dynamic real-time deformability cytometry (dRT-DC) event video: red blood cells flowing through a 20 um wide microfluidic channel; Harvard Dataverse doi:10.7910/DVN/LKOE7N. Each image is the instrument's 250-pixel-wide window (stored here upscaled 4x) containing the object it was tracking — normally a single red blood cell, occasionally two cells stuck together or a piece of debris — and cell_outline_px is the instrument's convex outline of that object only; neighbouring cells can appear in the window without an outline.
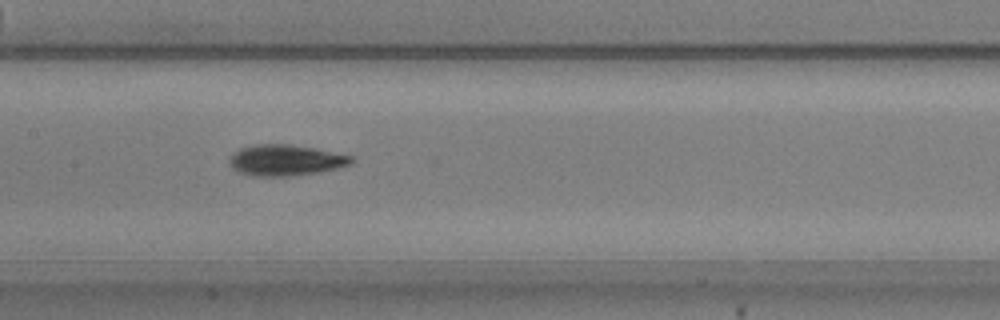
{"species": "common noctule bat (a hibernating species)", "species_latin": "Nyctalus noctula", "temperature_condition": "warm", "stored_images_in_passage": 23, "camera_frame_rate_fps": 3000, "um_per_image_px": 0.085, "animal": {"sex": "male", "body_mass_g": 20.5, "forearm_length_mm": 52.5}, "frame": {"image": 1, "passage_image": 8, "time_ms": 2.333, "image_size_px": [1000, 320], "cell_outline_px": [[356, 160], [352, 164], [340, 168], [320, 172], [292, 176], [252, 176], [240, 172], [232, 168], [228, 160], [240, 148], [256, 144], [288, 144], [312, 148], [352, 156]], "centroid_in_image_um": [24.31, 13.63], "position_along_channel_um": 183.1, "area_um2": 22.02}}
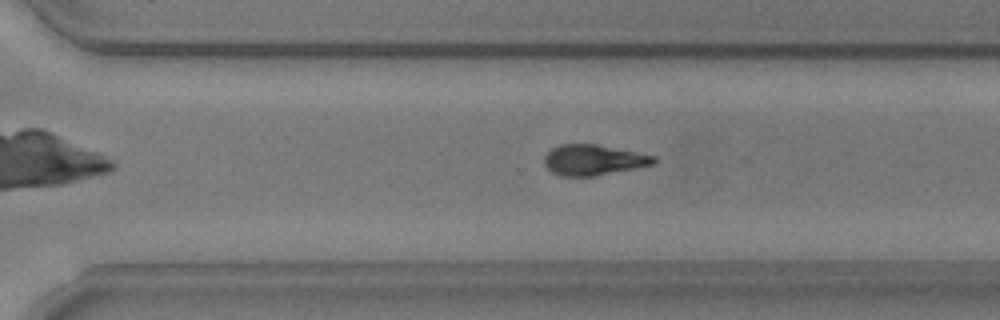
{"frame": {"image": 2, "passage_image": 19, "time_ms": 6.0, "image_size_px": [1000, 320], "cell_outline_px": [[656, 164], [636, 168], [592, 176], [560, 176], [552, 172], [544, 164], [544, 156], [552, 148], [560, 144], [596, 144], [656, 156]], "centroid_in_image_um": [50.44, 13.59], "position_along_channel_um": 320.2, "area_um2": 19.42}}